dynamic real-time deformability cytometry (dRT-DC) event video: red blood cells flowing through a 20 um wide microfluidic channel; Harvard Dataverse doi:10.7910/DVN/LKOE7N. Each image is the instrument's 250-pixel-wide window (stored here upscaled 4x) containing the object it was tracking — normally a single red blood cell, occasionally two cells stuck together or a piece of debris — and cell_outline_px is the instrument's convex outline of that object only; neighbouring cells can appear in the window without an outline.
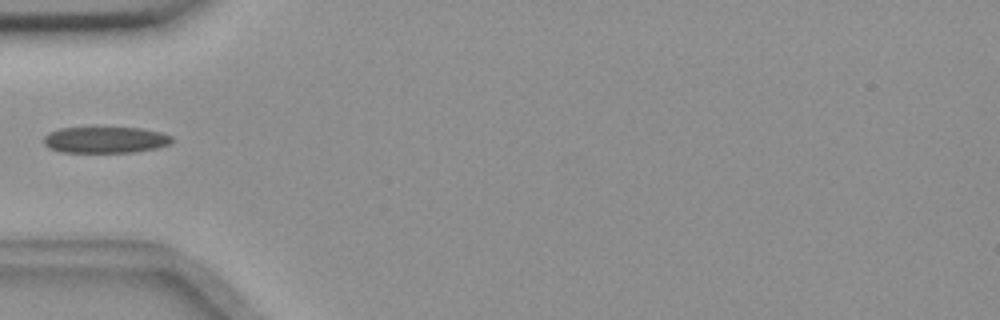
{"species": "common noctule bat (a hibernating species)", "species_latin": "Nyctalus noctula", "temperature_condition": "room temperature", "stored_images_in_passage": 5, "camera_frame_rate_fps": 3000, "um_per_image_px": 0.085, "animal": {"sex": "female", "body_mass_g": 18.4}, "frame": {"image": 1, "passage_image": 4, "time_ms": 1.0, "image_size_px": [1000, 320], "cell_outline_px": [[172, 144], [156, 148], [136, 152], [60, 152], [48, 148], [44, 144], [44, 136], [48, 132], [60, 128], [140, 128], [160, 132], [172, 136]], "centroid_in_image_um": [8.95, 11.89], "position_along_channel_um": 76.1, "area_um2": 19.71}}